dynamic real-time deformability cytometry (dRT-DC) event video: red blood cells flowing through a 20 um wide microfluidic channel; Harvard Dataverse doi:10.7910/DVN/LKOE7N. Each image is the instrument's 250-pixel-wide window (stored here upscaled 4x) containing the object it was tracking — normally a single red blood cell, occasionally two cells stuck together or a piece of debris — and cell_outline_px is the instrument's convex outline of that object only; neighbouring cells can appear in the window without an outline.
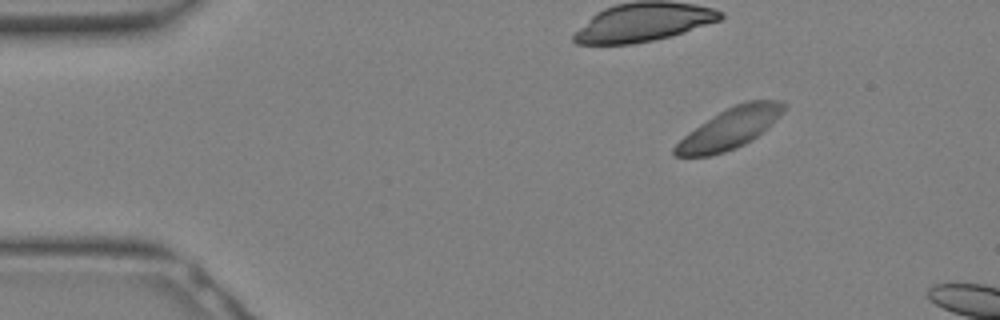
{"species": "Egyptian fruit bat (a non-hibernating species)", "species_latin": "Rousettus aegyptiacus", "temperature_condition": "warm", "stored_images_in_passage": 4, "camera_frame_rate_fps": 3000, "um_per_image_px": 0.085, "animal": {"sex": "female"}, "frame": {"image": 1, "passage_image": 1, "time_ms": 0.0, "image_size_px": [1000, 320], "cell_outline_px": [[784, 112], [752, 140], [736, 148], [724, 152], [708, 156], [672, 156], [672, 148], [688, 132], [712, 116], [736, 104], [748, 100], [784, 100]], "centroid_in_image_um": [62.01, 10.92], "position_along_channel_um": 23.0, "area_um2": 25.55}}